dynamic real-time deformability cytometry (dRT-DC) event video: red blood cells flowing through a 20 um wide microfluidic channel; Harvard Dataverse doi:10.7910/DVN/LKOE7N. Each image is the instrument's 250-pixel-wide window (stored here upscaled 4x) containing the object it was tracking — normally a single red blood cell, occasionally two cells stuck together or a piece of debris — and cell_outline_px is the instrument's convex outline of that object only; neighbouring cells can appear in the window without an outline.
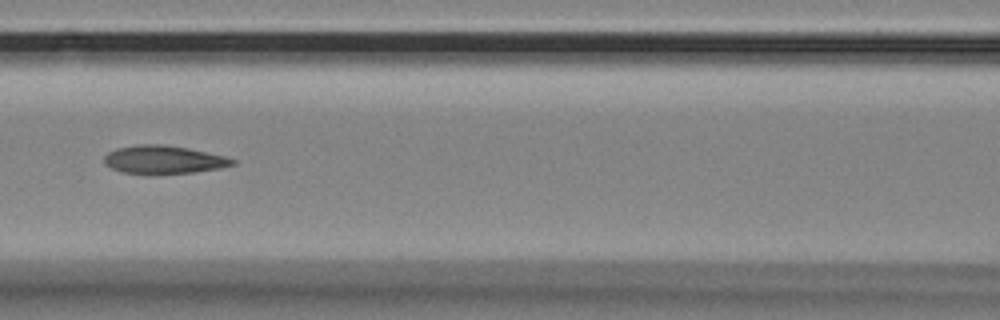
{"species": "Egyptian fruit bat (a non-hibernating species)", "species_latin": "Rousettus aegyptiacus", "temperature_condition": "room temperature", "stored_images_in_passage": 17, "camera_frame_rate_fps": 3000, "um_per_image_px": 0.085, "animal": {"sex": "female"}, "frame": {"image": 1, "passage_image": 10, "time_ms": 3.0, "image_size_px": [1000, 320], "cell_outline_px": [[236, 164], [220, 168], [192, 172], [152, 176], [120, 172], [104, 164], [104, 156], [108, 152], [116, 148], [136, 144], [164, 144], [188, 148], [224, 156], [236, 160]], "centroid_in_image_um": [13.86, 13.59], "position_along_channel_um": 152.7, "area_um2": 21.62}}